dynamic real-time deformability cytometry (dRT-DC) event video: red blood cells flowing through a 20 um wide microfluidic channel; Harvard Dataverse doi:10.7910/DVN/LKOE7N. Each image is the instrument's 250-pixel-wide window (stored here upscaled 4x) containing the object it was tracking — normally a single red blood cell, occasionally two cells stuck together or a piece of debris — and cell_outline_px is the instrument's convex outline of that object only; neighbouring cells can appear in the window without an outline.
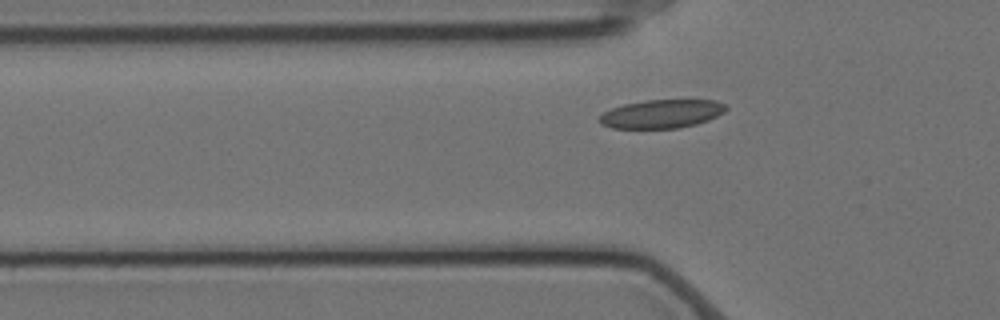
{"species": "Egyptian fruit bat (a non-hibernating species)", "species_latin": "Rousettus aegyptiacus", "temperature_condition": "cold", "stored_images_in_passage": 41, "camera_frame_rate_fps": 3000, "um_per_image_px": 0.085, "animal": {"sex": "female"}, "frame": {"image": 1, "passage_image": 9, "time_ms": 2.667, "image_size_px": [1000, 320], "cell_outline_px": [[728, 108], [724, 112], [708, 120], [696, 124], [680, 128], [612, 128], [600, 124], [600, 116], [604, 112], [612, 108], [624, 104], [644, 100], [716, 100], [724, 104]], "centroid_in_image_um": [56.25, 9.68], "position_along_channel_um": 69.6, "area_um2": 20.98}}
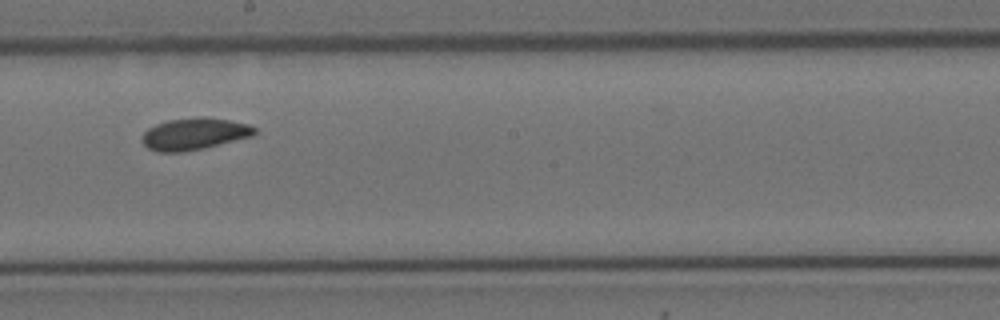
{"frame": {"image": 2, "passage_image": 23, "time_ms": 7.333, "image_size_px": [1000, 320], "cell_outline_px": [[256, 132], [252, 136], [204, 148], [184, 152], [156, 152], [148, 148], [140, 140], [140, 136], [148, 128], [156, 124], [168, 120], [196, 116], [204, 116], [228, 120], [248, 124], [256, 128]], "centroid_in_image_um": [16.47, 11.38], "position_along_channel_um": 231.7, "area_um2": 21.1}}
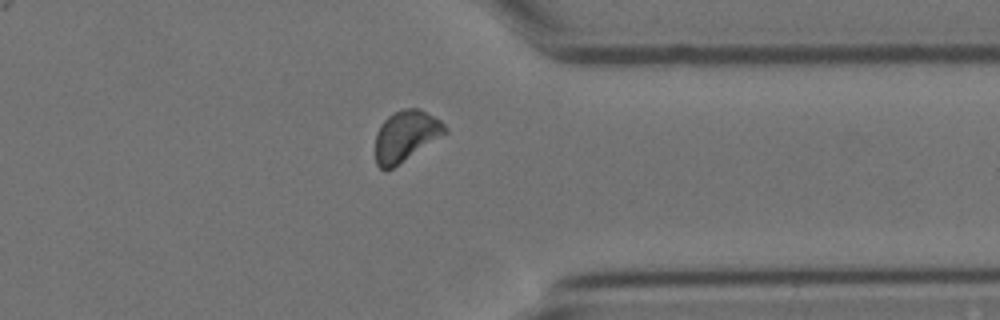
{"frame": {"image": 3, "passage_image": 36, "time_ms": 11.667, "image_size_px": [1000, 320], "cell_outline_px": [[448, 132], [392, 168], [380, 168], [376, 164], [376, 132], [380, 124], [388, 116], [404, 108], [420, 108], [440, 120], [448, 128]], "centroid_in_image_um": [34.5, 11.52], "position_along_channel_um": 376.9, "area_um2": 20.35}, "authors_computed_cell_mechanics": {"area_um2": 20.5768, "velocity_mm_per_s": 3.4731, "shape_relaxation_time_tau1_ms": 4.2318, "shape_relaxation_time_tau2_ms": 7.1754, "deformation_change_tau1": 0.0787, "deformation_change_tau2": 0.0645}}